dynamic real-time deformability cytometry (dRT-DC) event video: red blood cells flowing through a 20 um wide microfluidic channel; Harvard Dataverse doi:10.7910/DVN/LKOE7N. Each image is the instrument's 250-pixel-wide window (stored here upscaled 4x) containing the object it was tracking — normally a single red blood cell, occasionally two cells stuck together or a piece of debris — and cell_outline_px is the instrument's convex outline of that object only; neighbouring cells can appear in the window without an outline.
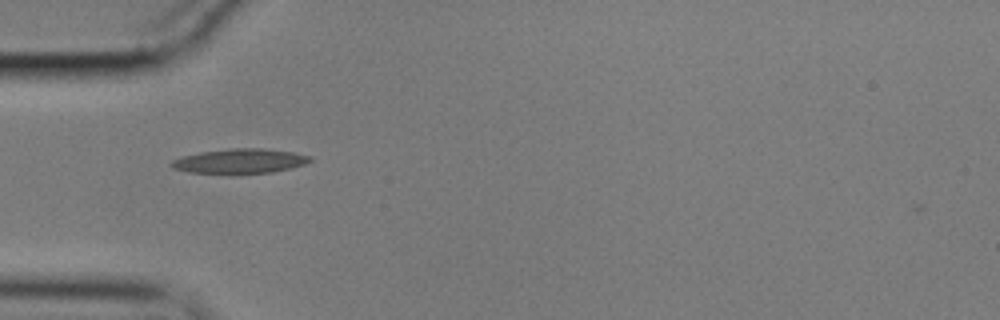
{"species": "common noctule bat (a hibernating species)", "species_latin": "Nyctalus noctula", "temperature_condition": "cold", "stored_images_in_passage": 39, "camera_frame_rate_fps": 3000, "um_per_image_px": 0.085, "animal": {"sex": "male", "body_mass_g": 17.9}, "frame": {"image": 1, "passage_image": 1, "time_ms": 0.0, "image_size_px": [1000, 320], "cell_outline_px": [[312, 160], [304, 164], [292, 168], [272, 172], [188, 172], [172, 168], [168, 164], [172, 160], [184, 156], [200, 152], [228, 148], [264, 148], [292, 152], [312, 156]], "centroid_in_image_um": [20.4, 13.66], "position_along_channel_um": 64.6, "area_um2": 19.54}}
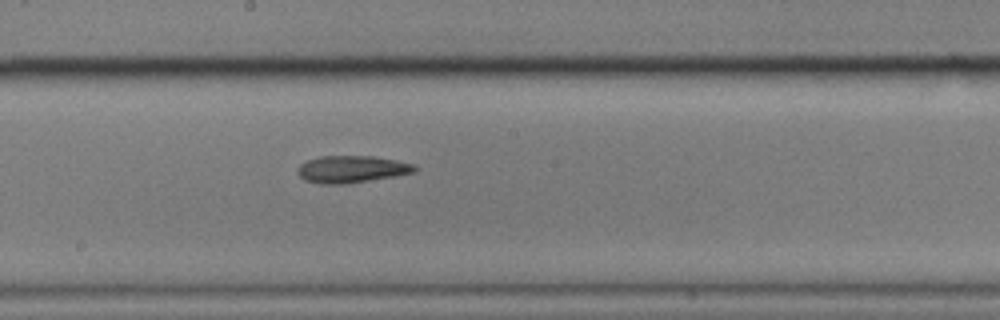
{"frame": {"image": 2, "passage_image": 14, "time_ms": 4.333, "image_size_px": [1000, 320], "cell_outline_px": [[420, 168], [416, 172], [396, 176], [348, 184], [320, 184], [304, 180], [296, 172], [296, 168], [300, 164], [308, 160], [320, 156], [372, 156], [396, 160], [416, 164]], "centroid_in_image_um": [29.92, 14.39], "position_along_channel_um": 218.3, "area_um2": 18.84}}
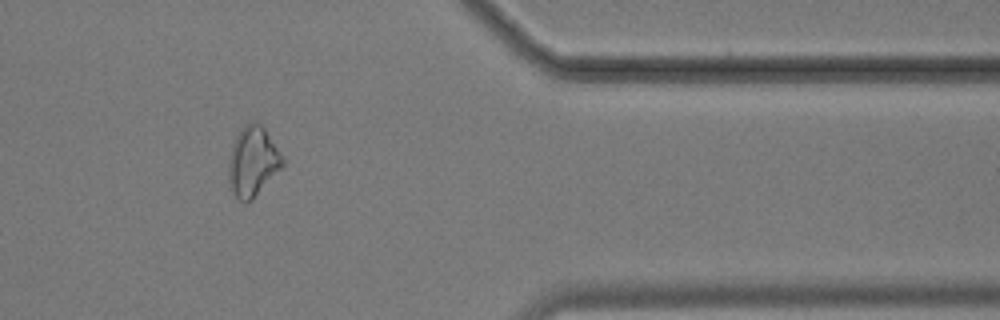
{"frame": {"image": 3, "passage_image": 30, "time_ms": 9.667, "image_size_px": [1000, 320], "cell_outline_px": [[284, 164], [252, 200], [244, 204], [232, 192], [228, 180], [228, 160], [232, 144], [240, 128], [244, 124], [256, 120], [264, 128], [284, 156]], "centroid_in_image_um": [21.47, 13.71], "position_along_channel_um": 389.9, "area_um2": 22.14}}